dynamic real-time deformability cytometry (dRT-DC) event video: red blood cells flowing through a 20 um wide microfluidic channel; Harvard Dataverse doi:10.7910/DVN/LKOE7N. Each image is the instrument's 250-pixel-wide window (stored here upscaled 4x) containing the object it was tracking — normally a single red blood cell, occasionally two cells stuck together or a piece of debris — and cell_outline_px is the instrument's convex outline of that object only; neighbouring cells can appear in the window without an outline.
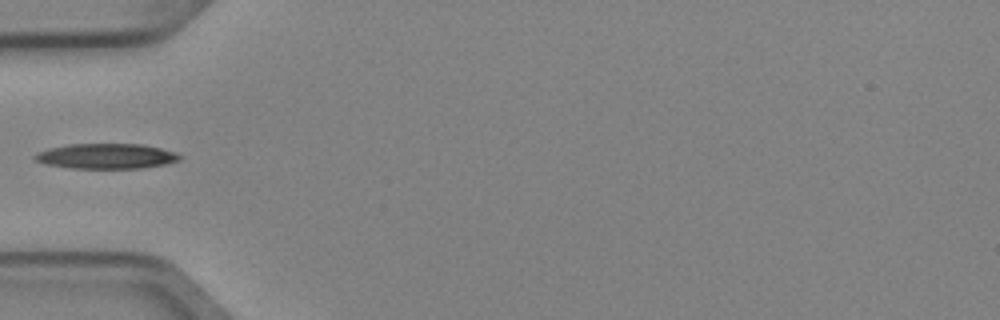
{"species": "Egyptian fruit bat (a non-hibernating species)", "species_latin": "Rousettus aegyptiacus", "temperature_condition": "cold", "stored_images_in_passage": 4, "camera_frame_rate_fps": 3000, "um_per_image_px": 0.085, "animal": {"sex": "female"}, "frame": {"image": 1, "passage_image": 4, "time_ms": 1.0, "image_size_px": [1000, 320], "cell_outline_px": [[184, 156], [180, 160], [164, 164], [140, 168], [72, 168], [44, 164], [36, 160], [32, 156], [36, 152], [48, 148], [68, 144], [144, 144], [176, 152]], "centroid_in_image_um": [9.02, 13.26], "position_along_channel_um": 76.0, "area_um2": 21.39}}